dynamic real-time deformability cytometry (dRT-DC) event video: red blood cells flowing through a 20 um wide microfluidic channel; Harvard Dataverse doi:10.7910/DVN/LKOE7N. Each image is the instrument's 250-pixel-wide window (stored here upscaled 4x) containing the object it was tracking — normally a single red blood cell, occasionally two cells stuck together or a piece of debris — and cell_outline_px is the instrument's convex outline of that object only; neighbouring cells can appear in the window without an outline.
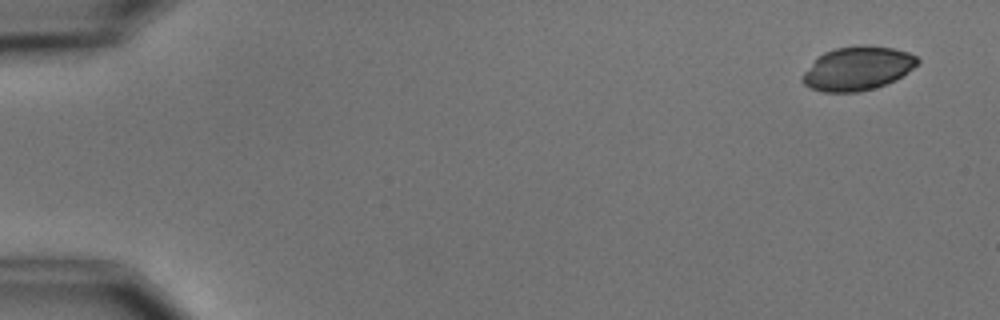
{"species": "common noctule bat (a hibernating species)", "species_latin": "Nyctalus noctula", "temperature_condition": "cold", "stored_images_in_passage": 7, "camera_frame_rate_fps": 3000, "um_per_image_px": 0.085, "animal": {"sex": "male", "body_mass_g": 15.6}, "frame": {"image": 1, "passage_image": 1, "time_ms": 0.0, "image_size_px": [1000, 320], "cell_outline_px": [[920, 60], [912, 68], [896, 80], [876, 88], [856, 92], [824, 92], [812, 88], [804, 84], [800, 80], [800, 76], [816, 56], [824, 52], [836, 48], [856, 44], [868, 44], [892, 48], [908, 52], [916, 56]], "centroid_in_image_um": [72.85, 5.8], "position_along_channel_um": 12.1, "area_um2": 29.71}}
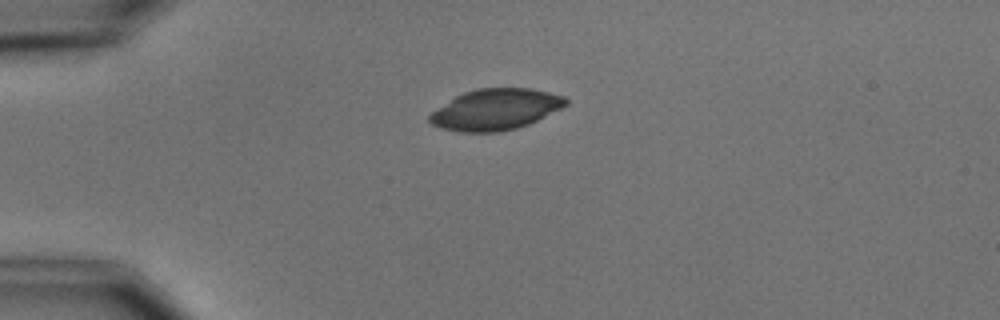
{"frame": {"image": 2, "passage_image": 4, "time_ms": 3.667, "image_size_px": [1000, 320], "cell_outline_px": [[568, 104], [528, 124], [516, 128], [500, 132], [460, 132], [440, 128], [432, 124], [428, 120], [428, 116], [432, 112], [456, 96], [464, 92], [476, 88], [532, 88], [564, 96], [568, 100]], "centroid_in_image_um": [42.11, 9.3], "position_along_channel_um": 42.9, "area_um2": 32.37}}